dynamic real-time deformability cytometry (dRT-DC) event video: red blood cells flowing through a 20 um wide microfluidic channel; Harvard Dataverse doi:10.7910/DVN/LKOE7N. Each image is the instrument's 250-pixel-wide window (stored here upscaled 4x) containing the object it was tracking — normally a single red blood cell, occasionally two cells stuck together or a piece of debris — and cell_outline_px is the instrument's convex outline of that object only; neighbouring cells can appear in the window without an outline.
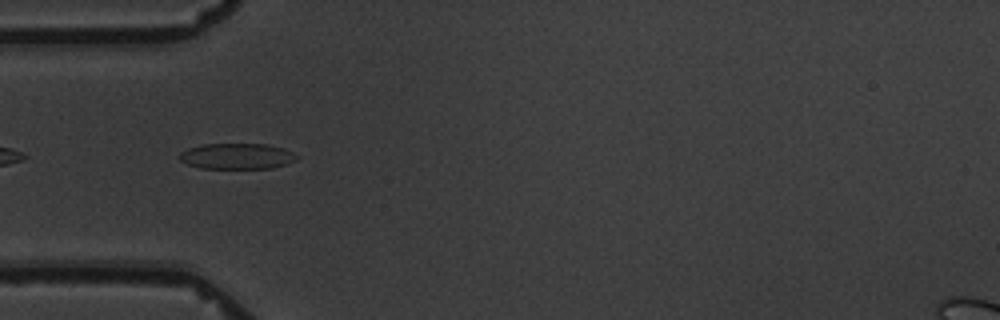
{"species": "common noctule bat (a hibernating species)", "species_latin": "Nyctalus noctula", "temperature_condition": "warm", "stored_images_in_passage": 6, "camera_frame_rate_fps": 3000, "um_per_image_px": 0.085, "animal": {"sex": "male", "body_mass_g": 19.5, "forearm_length_mm": 54.6}, "frame": {"image": 1, "passage_image": 1, "time_ms": 0.0, "image_size_px": [1000, 320], "cell_outline_px": [[300, 156], [296, 160], [288, 164], [272, 168], [200, 168], [188, 164], [180, 160], [180, 152], [188, 148], [200, 144], [264, 144], [284, 148]], "centroid_in_image_um": [20.16, 13.27], "position_along_channel_um": 64.8, "area_um2": 17.69}}
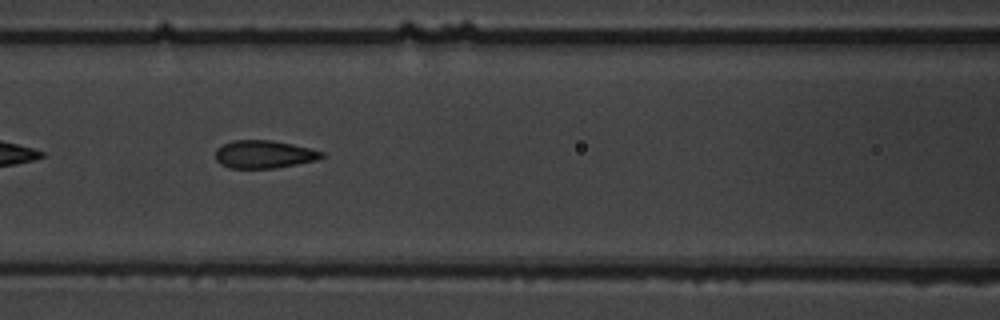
{"frame": {"image": 2, "passage_image": 3, "time_ms": 2.333, "image_size_px": [1000, 320], "cell_outline_px": [[324, 156], [316, 160], [276, 168], [228, 168], [220, 164], [216, 160], [216, 148], [232, 140], [272, 140], [312, 148], [324, 152]], "centroid_in_image_um": [22.44, 13.11], "position_along_channel_um": 144.2, "area_um2": 17.34}}
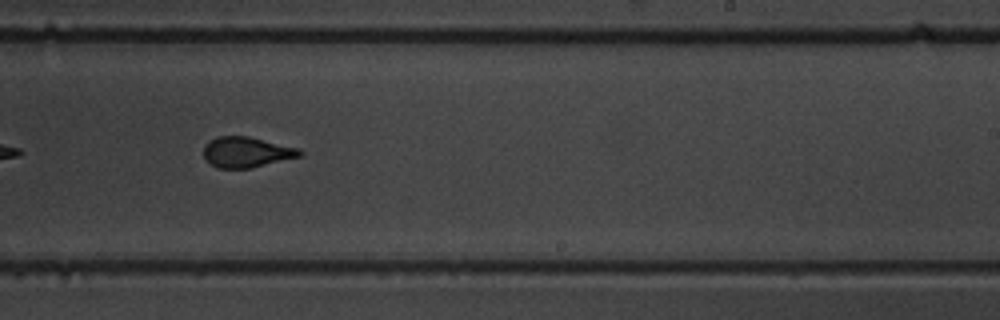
{"frame": {"image": 3, "passage_image": 6, "time_ms": 6.0, "image_size_px": [1000, 320], "cell_outline_px": [[304, 156], [252, 168], [216, 168], [204, 156], [204, 144], [208, 140], [216, 136], [248, 136], [300, 148], [304, 152]], "centroid_in_image_um": [21.0, 12.93], "position_along_channel_um": 268.0, "area_um2": 17.4}}